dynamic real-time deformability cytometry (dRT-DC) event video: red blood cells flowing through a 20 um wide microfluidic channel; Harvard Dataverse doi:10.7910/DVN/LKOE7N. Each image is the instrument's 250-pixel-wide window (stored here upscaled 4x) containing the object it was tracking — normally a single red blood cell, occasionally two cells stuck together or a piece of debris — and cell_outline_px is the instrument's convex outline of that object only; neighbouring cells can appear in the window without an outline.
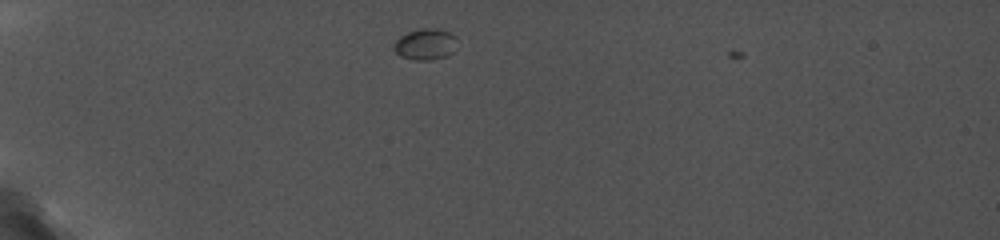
{"species": "common noctule bat (a hibernating species)", "species_latin": "Nyctalus noctula", "temperature_condition": "cold", "stored_images_in_passage": 4, "camera_frame_rate_fps": 5000, "um_per_image_px": 0.085, "animal": {"sex": "female", "body_mass_g": 19.0, "forearm_length_mm": 56.7}, "frame": {"image": 1, "passage_image": 3, "time_ms": 0.8, "image_size_px": [1000, 240], "cell_outline_px": [[456, 36], [452, 52], [448, 56], [432, 60], [412, 60], [400, 56], [392, 48], [392, 44], [400, 36], [408, 32], [420, 28], [432, 28], [452, 32]], "centroid_in_image_um": [36.12, 3.76], "position_along_channel_um": 48.9, "area_um2": 11.62}}